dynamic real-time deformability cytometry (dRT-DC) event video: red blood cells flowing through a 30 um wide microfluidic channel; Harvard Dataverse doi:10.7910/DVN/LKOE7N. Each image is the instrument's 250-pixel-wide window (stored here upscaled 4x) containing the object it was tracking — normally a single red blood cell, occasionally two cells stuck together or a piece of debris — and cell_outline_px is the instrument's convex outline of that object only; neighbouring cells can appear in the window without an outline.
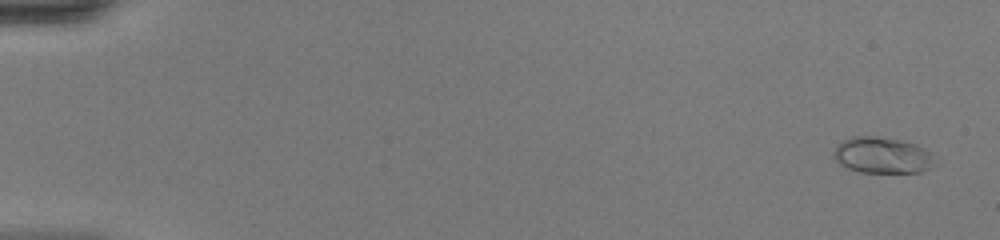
{"species": "common noctule bat (a hibernating species)", "species_latin": "Nyctalus noctula", "temperature_condition": "warm", "stored_images_in_passage": 6, "camera_frame_rate_fps": 3000, "um_per_image_px": 0.085, "animal": {"sex": "female", "body_mass_g": 20.0, "forearm_length_mm": 54.0}, "frame": {"image": 1, "passage_image": 3, "time_ms": 0.667, "image_size_px": [1000, 240], "cell_outline_px": [[932, 156], [928, 168], [920, 172], [860, 172], [848, 168], [840, 164], [832, 156], [832, 152], [844, 140], [852, 136], [876, 136], [900, 140], [916, 144], [924, 148]], "centroid_in_image_um": [74.92, 13.19], "position_along_channel_um": 10.1, "area_um2": 20.87}}